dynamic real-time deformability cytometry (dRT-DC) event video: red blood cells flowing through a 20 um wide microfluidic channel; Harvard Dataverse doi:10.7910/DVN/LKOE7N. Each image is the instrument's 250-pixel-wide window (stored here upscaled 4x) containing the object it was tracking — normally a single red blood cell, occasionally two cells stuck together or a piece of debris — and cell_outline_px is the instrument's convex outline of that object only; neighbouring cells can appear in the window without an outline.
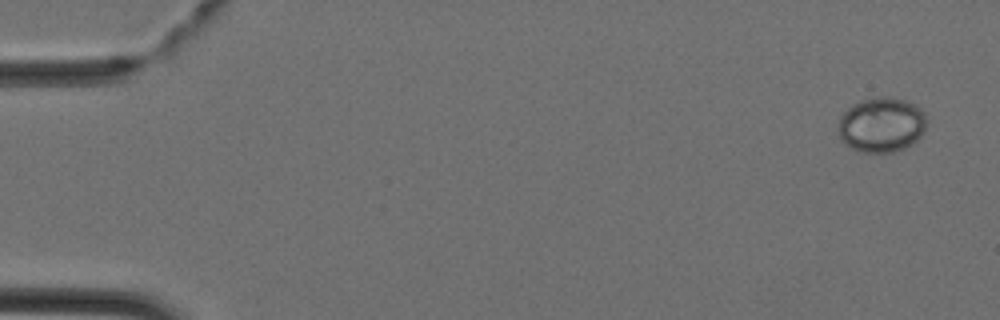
{"species": "Egyptian fruit bat (a non-hibernating species)", "species_latin": "Rousettus aegyptiacus", "temperature_condition": "cold", "stored_images_in_passage": 4, "camera_frame_rate_fps": 3000, "um_per_image_px": 0.085, "animal": {"sex": "female"}, "frame": {"image": 1, "passage_image": 1, "time_ms": 0.0, "image_size_px": [1000, 320], "cell_outline_px": [[928, 120], [920, 136], [912, 144], [904, 148], [892, 152], [864, 152], [852, 148], [844, 144], [840, 140], [840, 116], [852, 104], [876, 96], [892, 96], [904, 100], [920, 108], [924, 112]], "centroid_in_image_um": [74.94, 10.59], "position_along_channel_um": 10.1, "area_um2": 28.21}}
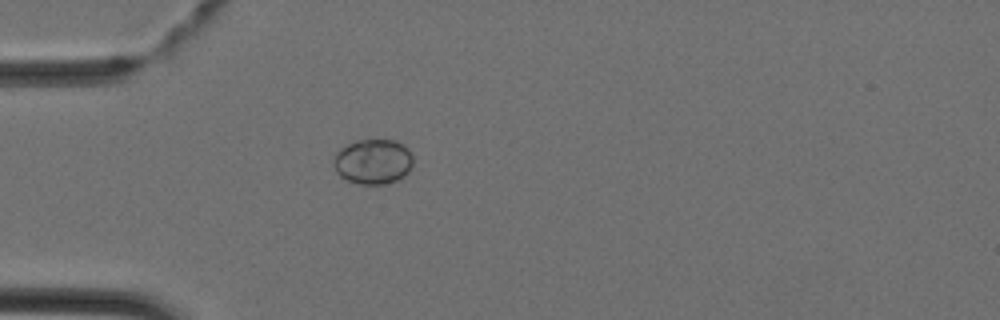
{"frame": {"image": 2, "passage_image": 4, "time_ms": 1.0, "image_size_px": [1000, 320], "cell_outline_px": [[412, 168], [404, 176], [396, 180], [384, 184], [360, 184], [348, 180], [340, 176], [336, 172], [336, 156], [340, 148], [356, 140], [396, 140], [408, 148], [412, 156]], "centroid_in_image_um": [31.75, 13.73], "position_along_channel_um": 53.2, "area_um2": 20.63}}